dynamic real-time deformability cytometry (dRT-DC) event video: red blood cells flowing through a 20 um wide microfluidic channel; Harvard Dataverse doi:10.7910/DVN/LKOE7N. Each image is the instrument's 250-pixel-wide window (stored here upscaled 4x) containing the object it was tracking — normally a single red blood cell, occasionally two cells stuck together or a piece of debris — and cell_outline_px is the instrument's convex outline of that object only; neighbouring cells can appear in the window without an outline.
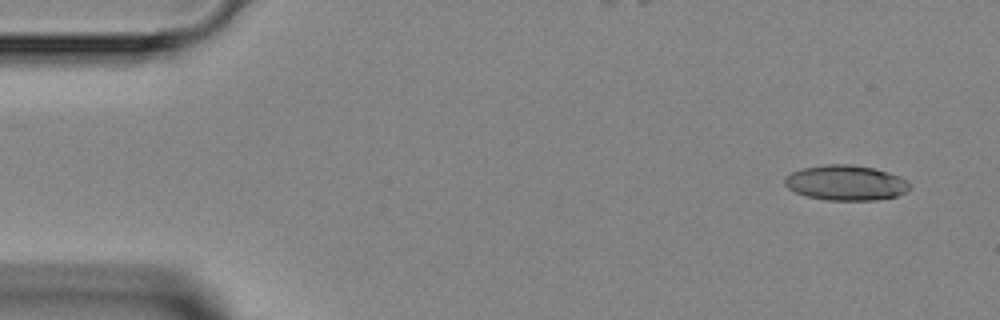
{"species": "Egyptian fruit bat (a non-hibernating species)", "species_latin": "Rousettus aegyptiacus", "temperature_condition": "room temperature", "stored_images_in_passage": 4, "camera_frame_rate_fps": 3000, "um_per_image_px": 0.085, "animal": {"sex": "female"}, "frame": {"image": 1, "passage_image": 1, "time_ms": 0.0, "image_size_px": [1000, 320], "cell_outline_px": [[912, 188], [896, 196], [876, 200], [828, 200], [808, 196], [796, 192], [788, 188], [784, 184], [784, 180], [792, 172], [804, 168], [828, 164], [848, 164], [876, 168], [900, 176], [908, 180], [912, 184]], "centroid_in_image_um": [71.96, 15.53], "position_along_channel_um": 13.0, "area_um2": 25.61}}
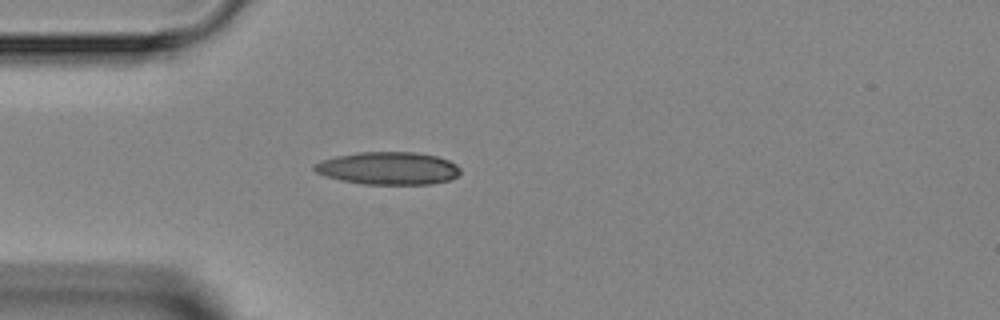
{"frame": {"image": 2, "passage_image": 4, "time_ms": 3.333, "image_size_px": [1000, 320], "cell_outline_px": [[460, 172], [456, 176], [448, 180], [432, 184], [364, 184], [340, 180], [316, 172], [312, 168], [312, 164], [336, 156], [360, 152], [416, 152], [436, 156], [448, 160], [456, 164], [460, 168]], "centroid_in_image_um": [33.0, 14.3], "position_along_channel_um": 52.0, "area_um2": 27.69}}